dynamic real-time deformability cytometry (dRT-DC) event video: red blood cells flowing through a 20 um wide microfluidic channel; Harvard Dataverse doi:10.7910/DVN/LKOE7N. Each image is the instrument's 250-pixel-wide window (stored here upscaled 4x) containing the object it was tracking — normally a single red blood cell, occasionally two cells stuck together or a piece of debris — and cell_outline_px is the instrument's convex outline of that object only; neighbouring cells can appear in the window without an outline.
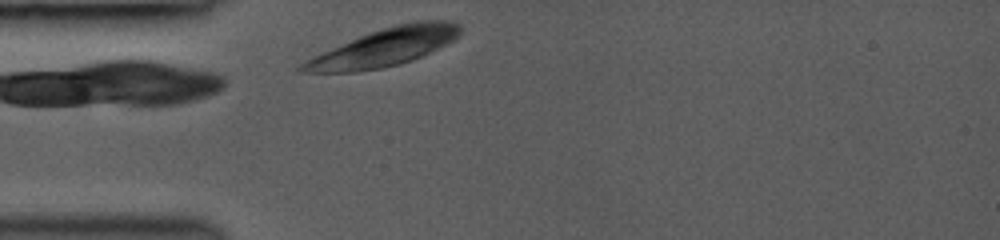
{"species": "common noctule bat (a hibernating species)", "species_latin": "Nyctalus noctula", "temperature_condition": "room temperature", "stored_images_in_passage": 1, "camera_frame_rate_fps": 3000, "um_per_image_px": 0.085, "animal": {"sex": "female", "body_mass_g": 19.0, "forearm_length_mm": 53.3}, "frame": {"image": 1, "passage_image": 1, "time_ms": 0.0, "image_size_px": [1000, 240], "cell_outline_px": [[460, 36], [412, 60], [400, 64], [384, 68], [356, 72], [300, 72], [296, 68], [300, 64], [312, 56], [360, 36], [396, 24], [416, 20], [452, 20], [460, 24]], "centroid_in_image_um": [32.65, 4.02], "position_along_channel_um": 52.3, "area_um2": 34.45}}